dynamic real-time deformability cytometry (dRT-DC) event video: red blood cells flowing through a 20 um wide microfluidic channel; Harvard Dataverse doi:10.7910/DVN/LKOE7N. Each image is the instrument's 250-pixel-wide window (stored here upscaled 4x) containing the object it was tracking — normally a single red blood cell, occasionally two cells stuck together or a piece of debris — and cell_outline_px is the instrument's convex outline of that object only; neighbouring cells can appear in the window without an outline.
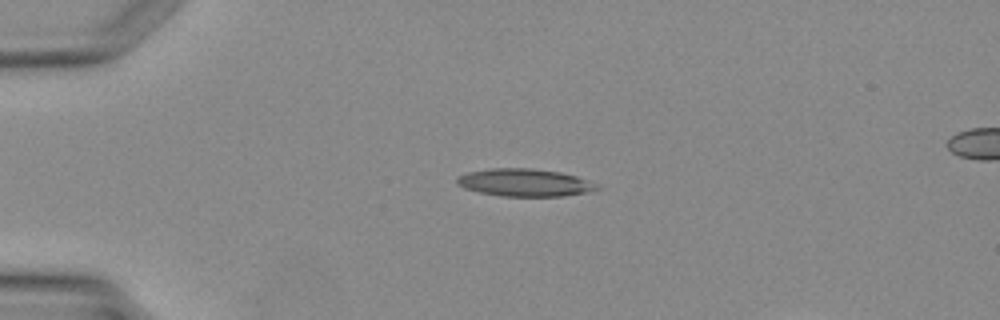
{"species": "Egyptian fruit bat (a non-hibernating species)", "species_latin": "Rousettus aegyptiacus", "temperature_condition": "warm", "stored_images_in_passage": 2, "camera_frame_rate_fps": 3000, "um_per_image_px": 0.085, "animal": {"sex": "female"}, "frame": {"image": 1, "passage_image": 1, "time_ms": 0.0, "image_size_px": [1000, 320], "cell_outline_px": [[600, 188], [592, 192], [564, 196], [500, 196], [480, 192], [464, 188], [456, 184], [456, 180], [460, 176], [468, 172], [492, 168], [532, 168], [560, 172], [576, 176], [596, 184]], "centroid_in_image_um": [44.61, 15.52], "position_along_channel_um": 40.4, "area_um2": 22.48}}